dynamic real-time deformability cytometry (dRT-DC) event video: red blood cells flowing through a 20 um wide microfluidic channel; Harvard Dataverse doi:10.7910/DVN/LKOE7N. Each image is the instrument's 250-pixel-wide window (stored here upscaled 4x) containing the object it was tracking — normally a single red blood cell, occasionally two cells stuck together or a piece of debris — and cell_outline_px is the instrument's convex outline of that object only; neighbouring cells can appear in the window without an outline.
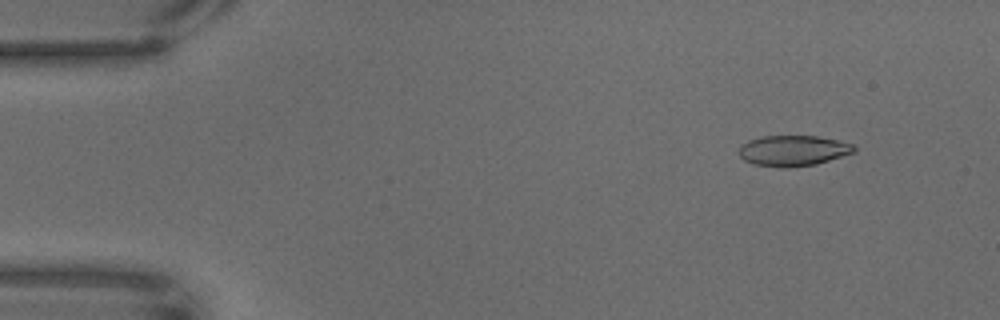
{"species": "common noctule bat (a hibernating species)", "species_latin": "Nyctalus noctula", "temperature_condition": "warm", "stored_images_in_passage": 68, "camera_frame_rate_fps": 3000, "um_per_image_px": 0.085, "animal": {"sex": "male", "body_mass_g": 18.8}, "frame": {"image": 1, "passage_image": 7, "time_ms": 2.0, "image_size_px": [1000, 320], "cell_outline_px": [[856, 152], [816, 164], [788, 168], [784, 168], [752, 164], [744, 160], [736, 152], [740, 144], [748, 140], [760, 136], [816, 136], [836, 140], [852, 144], [856, 148]], "centroid_in_image_um": [67.36, 12.81], "position_along_channel_um": 17.6, "area_um2": 20.81}}
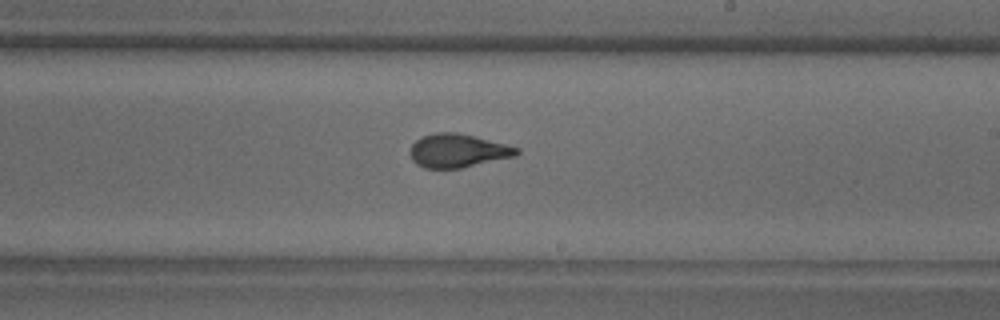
{"frame": {"image": 2, "passage_image": 40, "time_ms": 13.0, "image_size_px": [1000, 320], "cell_outline_px": [[520, 152], [516, 156], [460, 168], [424, 168], [416, 164], [412, 160], [412, 144], [416, 140], [424, 136], [436, 132], [456, 132], [520, 148]], "centroid_in_image_um": [38.92, 12.82], "position_along_channel_um": 250.1, "area_um2": 20.46}}
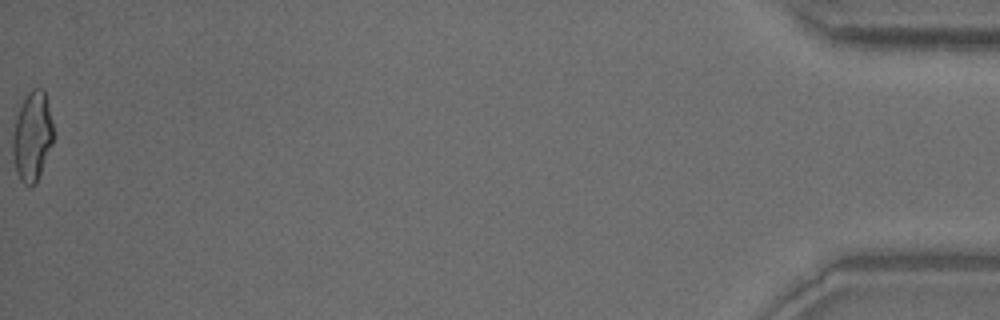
{"frame": {"image": 3, "passage_image": 68, "time_ms": 22.333, "image_size_px": [1000, 320], "cell_outline_px": [[56, 136], [36, 184], [32, 188], [24, 184], [20, 180], [16, 172], [12, 156], [12, 136], [16, 116], [28, 92], [32, 88], [44, 88]], "centroid_in_image_um": [2.76, 11.63], "position_along_channel_um": 432.4, "area_um2": 21.73}}